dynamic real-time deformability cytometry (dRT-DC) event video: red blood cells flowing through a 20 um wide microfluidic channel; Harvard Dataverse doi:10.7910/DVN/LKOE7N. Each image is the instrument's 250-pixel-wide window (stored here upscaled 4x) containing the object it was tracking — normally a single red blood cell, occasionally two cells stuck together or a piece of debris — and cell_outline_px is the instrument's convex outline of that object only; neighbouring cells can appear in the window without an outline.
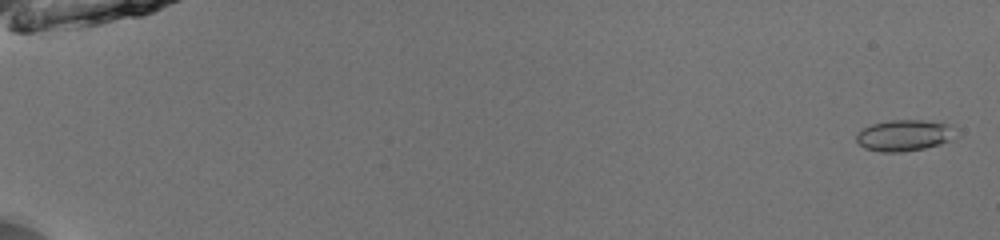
{"species": "common noctule bat (a hibernating species)", "species_latin": "Nyctalus noctula", "temperature_condition": "room temperature", "stored_images_in_passage": 5, "camera_frame_rate_fps": 3000, "um_per_image_px": 0.085, "animal": {"sex": "male", "body_mass_g": 13.0, "forearm_length_mm": 53.1}, "frame": {"image": 1, "passage_image": 1, "time_ms": 0.0, "image_size_px": [1000, 240], "cell_outline_px": [[956, 128], [952, 140], [940, 144], [924, 148], [900, 152], [880, 152], [864, 148], [856, 140], [856, 132], [872, 124], [892, 120], [924, 120], [948, 124]], "centroid_in_image_um": [76.86, 11.51], "position_along_channel_um": 8.1, "area_um2": 18.09}}